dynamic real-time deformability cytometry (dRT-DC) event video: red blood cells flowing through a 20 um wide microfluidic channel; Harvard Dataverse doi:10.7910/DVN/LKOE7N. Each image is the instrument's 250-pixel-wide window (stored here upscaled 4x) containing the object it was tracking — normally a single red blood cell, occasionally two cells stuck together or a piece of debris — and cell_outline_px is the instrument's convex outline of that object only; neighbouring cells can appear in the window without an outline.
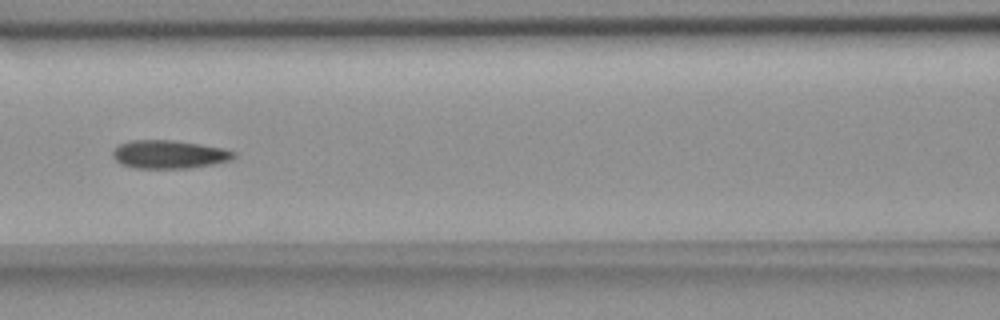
{"species": "common noctule bat (a hibernating species)", "species_latin": "Nyctalus noctula", "temperature_condition": "room temperature", "stored_images_in_passage": 10, "camera_frame_rate_fps": 3000, "um_per_image_px": 0.085, "animal": {"sex": "female", "body_mass_g": 18.4}, "frame": {"image": 1, "passage_image": 7, "time_ms": 7.0, "image_size_px": [1000, 320], "cell_outline_px": [[236, 156], [228, 160], [212, 164], [192, 168], [132, 168], [116, 160], [112, 156], [112, 152], [120, 144], [128, 140], [172, 140], [200, 144], [224, 148], [236, 152]], "centroid_in_image_um": [14.38, 13.12], "position_along_channel_um": 152.2, "area_um2": 19.88}}
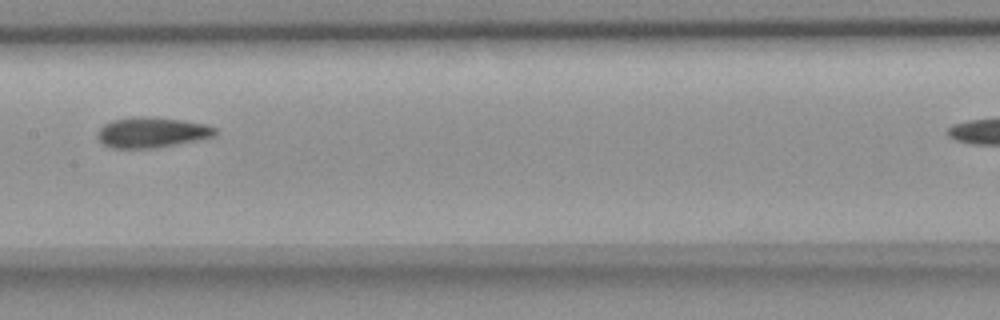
{"frame": {"image": 2, "passage_image": 9, "time_ms": 10.667, "image_size_px": [1000, 320], "cell_outline_px": [[216, 136], [156, 148], [112, 148], [104, 144], [96, 136], [96, 132], [104, 124], [112, 120], [136, 116], [144, 116], [180, 120], [204, 124], [216, 128]], "centroid_in_image_um": [12.87, 11.26], "position_along_channel_um": 194.5, "area_um2": 20.75}}